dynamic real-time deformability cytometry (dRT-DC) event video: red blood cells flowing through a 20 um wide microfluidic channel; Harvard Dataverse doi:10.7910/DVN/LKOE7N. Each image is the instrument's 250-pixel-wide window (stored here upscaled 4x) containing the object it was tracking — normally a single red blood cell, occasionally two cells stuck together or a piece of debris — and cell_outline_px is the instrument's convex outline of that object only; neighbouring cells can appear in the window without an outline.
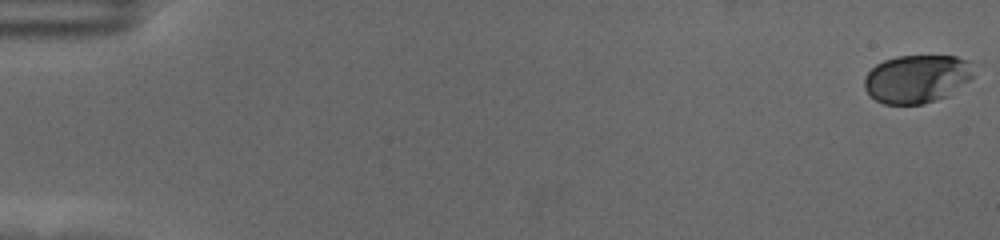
{"species": "human", "species_latin": "Homo sapiens", "temperature_condition": "cold", "stored_images_in_passage": 59, "camera_frame_rate_fps": 3000, "um_per_image_px": 0.085, "donor": {"sex": "female"}, "frame": {"image": 1, "passage_image": 1, "time_ms": 0.0, "image_size_px": [1000, 240], "cell_outline_px": [[972, 76], [968, 80], [948, 96], [924, 104], [884, 104], [876, 100], [864, 88], [864, 76], [876, 64], [884, 60], [896, 56], [956, 56], [968, 60]], "centroid_in_image_um": [77.89, 6.7], "position_along_channel_um": 7.1, "area_um2": 30.46}}
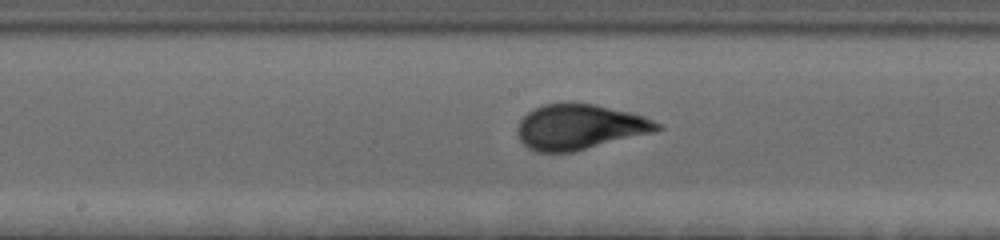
{"frame": {"image": 2, "passage_image": 32, "time_ms": 10.333, "image_size_px": [1000, 240], "cell_outline_px": [[664, 128], [656, 132], [572, 152], [536, 152], [528, 148], [520, 140], [516, 132], [520, 120], [532, 108], [544, 104], [596, 104], [644, 116], [660, 124]], "centroid_in_image_um": [49.28, 10.8], "position_along_channel_um": 198.9, "area_um2": 36.7}}
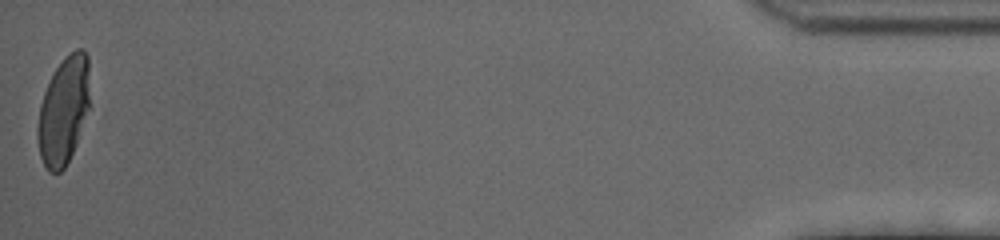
{"frame": {"image": 3, "passage_image": 59, "time_ms": 19.333, "image_size_px": [1000, 240], "cell_outline_px": [[92, 108], [76, 144], [64, 168], [60, 172], [48, 172], [40, 156], [36, 136], [36, 128], [40, 104], [44, 92], [56, 68], [64, 56], [76, 48], [80, 48], [88, 56]], "centroid_in_image_um": [5.45, 9.38], "position_along_channel_um": 429.8, "area_um2": 33.64}, "authors_computed_cell_mechanics": {"area_um2": 34.3332, "velocity_mm_per_s": 3.517, "shape_relaxation_time_tau1_ms": 3.9541, "shape_relaxation_time_tau2_ms": null, "deformation_change_tau1": 0.1594, "deformation_change_tau2": null}}